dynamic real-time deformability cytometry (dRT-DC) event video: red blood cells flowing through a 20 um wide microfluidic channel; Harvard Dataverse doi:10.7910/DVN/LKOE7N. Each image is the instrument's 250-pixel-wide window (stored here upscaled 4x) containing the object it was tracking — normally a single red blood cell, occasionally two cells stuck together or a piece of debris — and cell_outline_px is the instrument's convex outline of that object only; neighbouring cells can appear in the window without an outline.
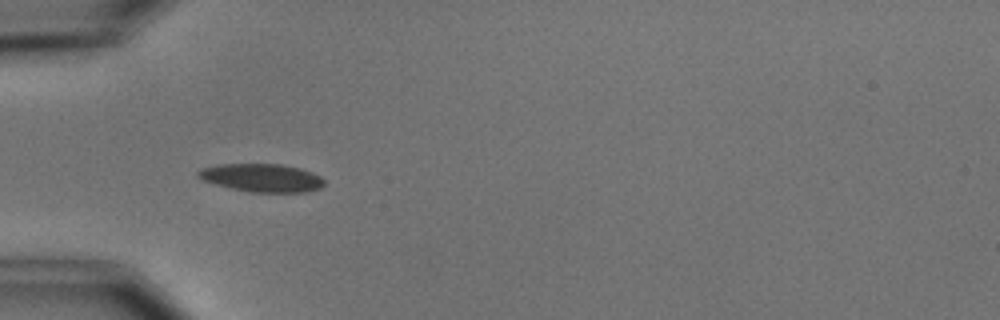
{"species": "common noctule bat (a hibernating species)", "species_latin": "Nyctalus noctula", "temperature_condition": "cold", "stored_images_in_passage": 5, "camera_frame_rate_fps": 3000, "um_per_image_px": 0.085, "animal": {"sex": "male", "body_mass_g": 15.6}, "frame": {"image": 1, "passage_image": 4, "time_ms": 3.667, "image_size_px": [1000, 320], "cell_outline_px": [[324, 184], [320, 188], [304, 192], [252, 192], [228, 188], [204, 180], [196, 176], [196, 172], [200, 168], [216, 164], [280, 164], [300, 168], [312, 172], [320, 176], [324, 180]], "centroid_in_image_um": [22.22, 15.1], "position_along_channel_um": 62.8, "area_um2": 20.75}}